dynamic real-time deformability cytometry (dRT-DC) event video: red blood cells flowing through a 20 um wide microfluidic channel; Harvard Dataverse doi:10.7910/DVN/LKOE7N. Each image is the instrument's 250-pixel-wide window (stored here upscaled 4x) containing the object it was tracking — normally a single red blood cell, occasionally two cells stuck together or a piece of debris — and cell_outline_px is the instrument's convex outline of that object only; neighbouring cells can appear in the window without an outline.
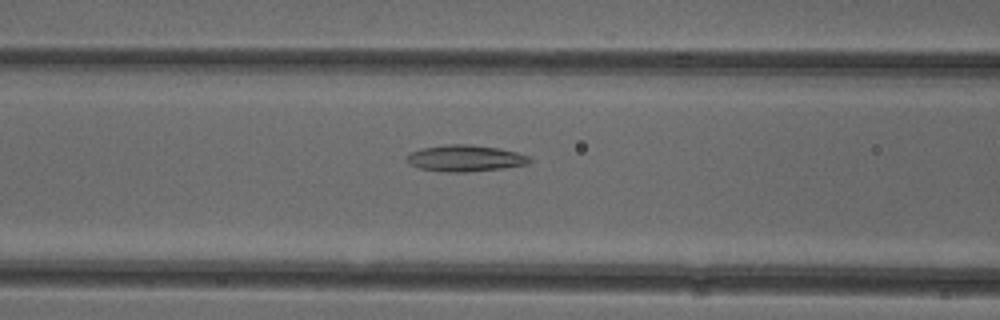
{"species": "common noctule bat (a hibernating species)", "species_latin": "Nyctalus noctula", "temperature_condition": "cold", "stored_images_in_passage": 42, "camera_frame_rate_fps": 3000, "um_per_image_px": 0.085, "animal": {"sex": "female"}, "frame": {"image": 1, "passage_image": 11, "time_ms": 3.333, "image_size_px": [1000, 320], "cell_outline_px": [[532, 160], [528, 164], [504, 168], [468, 172], [444, 172], [420, 168], [408, 164], [404, 160], [404, 156], [408, 152], [420, 148], [448, 144], [472, 144], [500, 148], [516, 152], [528, 156]], "centroid_in_image_um": [39.47, 13.45], "position_along_channel_um": 127.1, "area_um2": 19.31}}
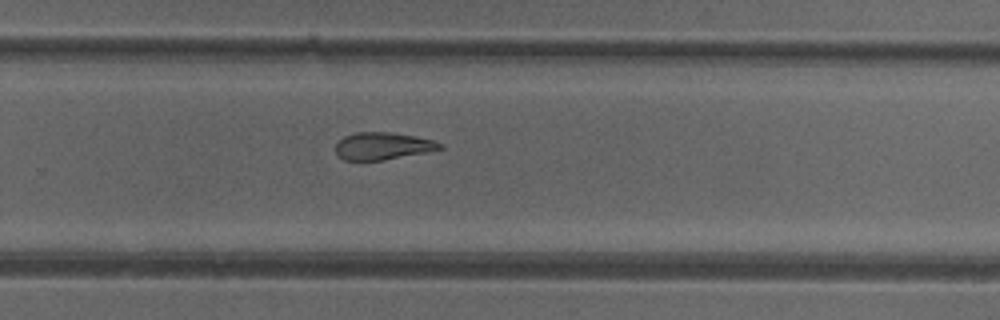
{"frame": {"image": 2, "passage_image": 24, "time_ms": 7.667, "image_size_px": [1000, 320], "cell_outline_px": [[444, 148], [428, 152], [384, 160], [344, 160], [336, 156], [336, 144], [344, 136], [356, 132], [392, 132], [416, 136], [432, 140], [444, 144]], "centroid_in_image_um": [32.55, 12.41], "position_along_channel_um": 297.3, "area_um2": 16.76}}
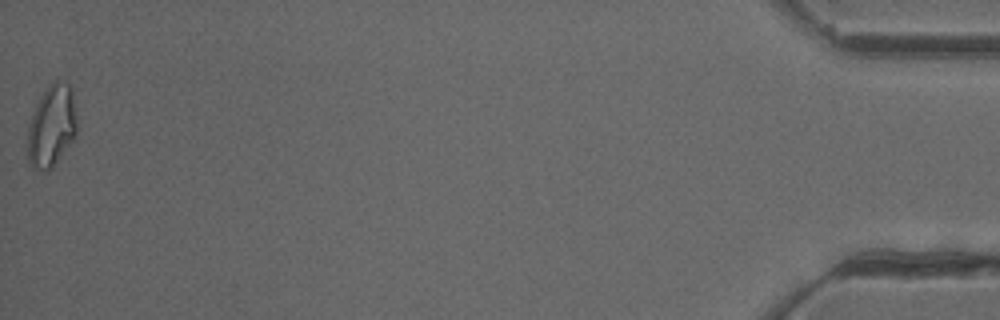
{"frame": {"image": 3, "passage_image": 42, "time_ms": 13.667, "image_size_px": [1000, 320], "cell_outline_px": [[76, 136], [52, 168], [48, 172], [44, 172], [32, 168], [28, 160], [24, 148], [28, 128], [36, 104], [40, 96], [48, 84], [52, 80], [60, 80], [68, 84], [72, 88], [76, 116]], "centroid_in_image_um": [4.35, 10.74], "position_along_channel_um": 430.8, "area_um2": 24.22}, "authors_computed_cell_mechanics": {"area_um2": 18.6694, "velocity_mm_per_s": 3.9373, "shape_relaxation_time_tau1_ms": null, "shape_relaxation_time_tau2_ms": 6.115, "deformation_change_tau1": null, "deformation_change_tau2": 0.1465}}